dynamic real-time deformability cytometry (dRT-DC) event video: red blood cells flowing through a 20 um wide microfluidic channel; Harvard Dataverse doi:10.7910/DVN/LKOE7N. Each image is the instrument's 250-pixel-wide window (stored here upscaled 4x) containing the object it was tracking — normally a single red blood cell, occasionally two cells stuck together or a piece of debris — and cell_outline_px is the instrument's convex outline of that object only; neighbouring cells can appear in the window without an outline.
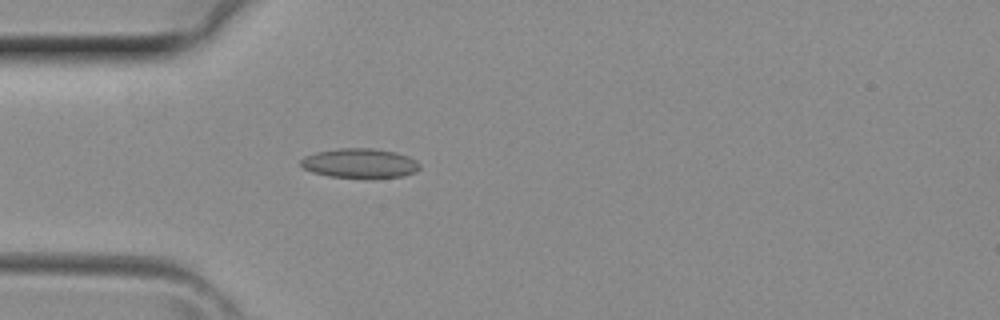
{"species": "common noctule bat (a hibernating species)", "species_latin": "Nyctalus noctula", "temperature_condition": "room temperature", "stored_images_in_passage": 2, "camera_frame_rate_fps": 3000, "um_per_image_px": 0.085, "animal": {"sex": "female", "body_mass_g": 29.2, "forearm_length_mm": 56.3}, "frame": {"image": 1, "passage_image": 2, "time_ms": 0.333, "image_size_px": [1000, 320], "cell_outline_px": [[420, 168], [416, 172], [404, 176], [368, 180], [328, 176], [312, 172], [304, 168], [300, 164], [300, 160], [304, 156], [316, 152], [340, 148], [372, 148], [396, 152], [408, 156], [416, 160], [420, 164]], "centroid_in_image_um": [30.61, 13.91], "position_along_channel_um": 54.4, "area_um2": 21.15}}